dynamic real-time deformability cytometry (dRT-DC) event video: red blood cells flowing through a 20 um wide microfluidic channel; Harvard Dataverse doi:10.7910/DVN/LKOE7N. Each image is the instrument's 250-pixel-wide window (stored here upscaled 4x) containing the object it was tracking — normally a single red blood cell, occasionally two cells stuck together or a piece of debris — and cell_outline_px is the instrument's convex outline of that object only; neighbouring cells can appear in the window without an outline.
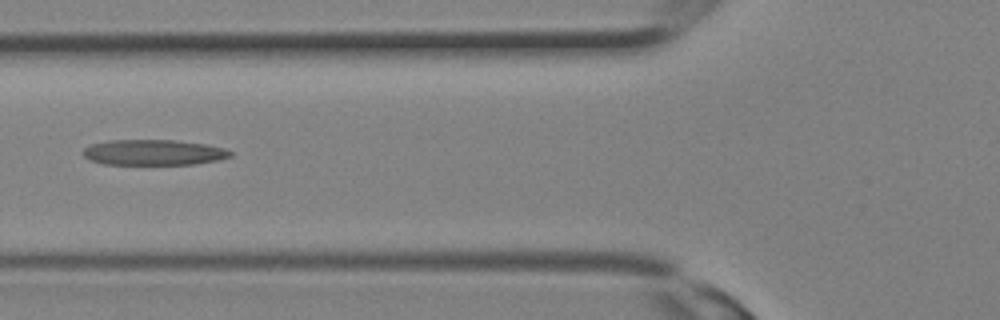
{"species": "Egyptian fruit bat (a non-hibernating species)", "species_latin": "Rousettus aegyptiacus", "temperature_condition": "room temperature", "stored_images_in_passage": 17, "camera_frame_rate_fps": 3000, "um_per_image_px": 0.085, "animal": {"sex": "female"}, "frame": {"image": 1, "passage_image": 12, "time_ms": 3.667, "image_size_px": [1000, 320], "cell_outline_px": [[232, 156], [220, 160], [196, 164], [104, 164], [92, 160], [84, 156], [84, 148], [92, 144], [108, 140], [176, 140], [208, 144], [224, 148], [232, 152]], "centroid_in_image_um": [13.12, 12.95], "position_along_channel_um": 112.7, "area_um2": 21.96}}
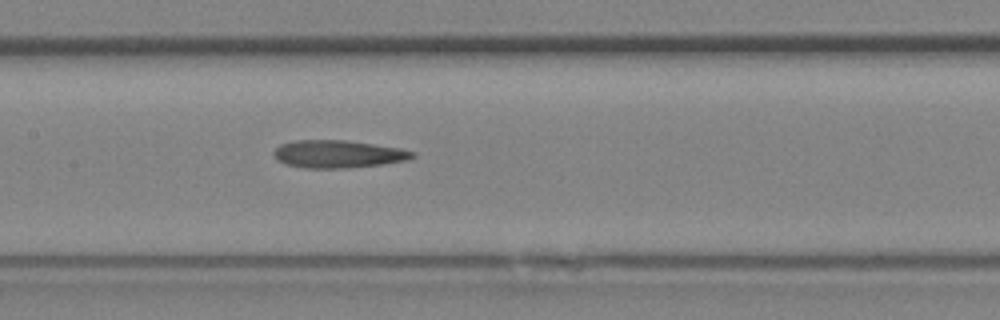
{"frame": {"image": 2, "passage_image": 15, "time_ms": 4.667, "image_size_px": [1000, 320], "cell_outline_px": [[416, 156], [412, 160], [348, 168], [304, 168], [284, 164], [276, 160], [272, 152], [280, 144], [292, 140], [344, 140], [400, 148], [416, 152]], "centroid_in_image_um": [28.72, 13.1], "position_along_channel_um": 178.7, "area_um2": 22.6}}